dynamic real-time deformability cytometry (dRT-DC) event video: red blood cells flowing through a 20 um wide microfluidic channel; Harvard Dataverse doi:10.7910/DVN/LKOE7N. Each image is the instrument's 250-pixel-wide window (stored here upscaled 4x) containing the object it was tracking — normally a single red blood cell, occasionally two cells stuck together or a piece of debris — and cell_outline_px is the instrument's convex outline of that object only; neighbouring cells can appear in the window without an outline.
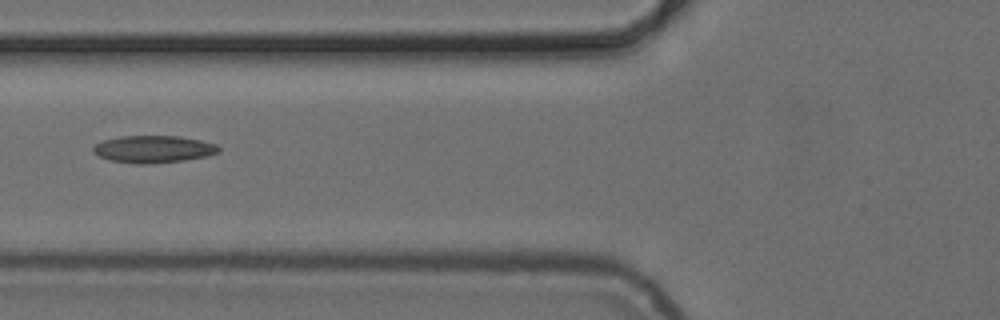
{"species": "common noctule bat (a hibernating species)", "species_latin": "Nyctalus noctula", "temperature_condition": "cold", "stored_images_in_passage": 6, "camera_frame_rate_fps": 3000, "um_per_image_px": 0.085, "animal": {"sex": "female", "body_mass_g": 24.6, "forearm_length_mm": 56.2}, "frame": {"image": 1, "passage_image": 5, "time_ms": 5.667, "image_size_px": [1000, 320], "cell_outline_px": [[220, 152], [208, 156], [184, 160], [148, 164], [136, 164], [108, 160], [92, 152], [92, 148], [96, 144], [104, 140], [120, 136], [180, 136], [200, 140], [216, 144], [220, 148]], "centroid_in_image_um": [13.05, 12.68], "position_along_channel_um": 112.8, "area_um2": 20.0}}
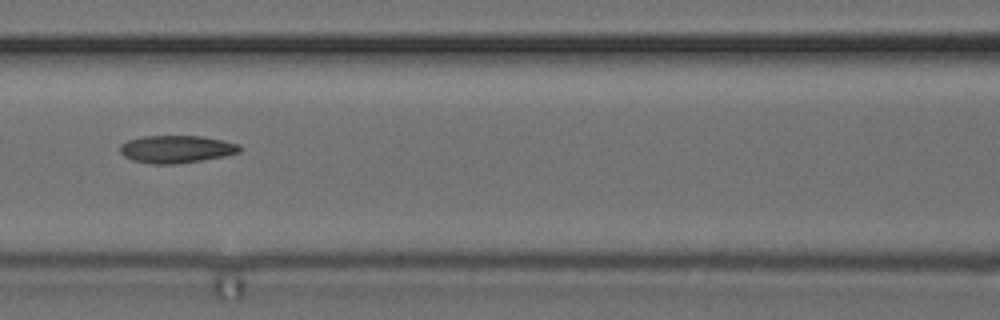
{"frame": {"image": 2, "passage_image": 6, "time_ms": 6.667, "image_size_px": [1000, 320], "cell_outline_px": [[240, 152], [224, 156], [176, 164], [152, 164], [132, 160], [124, 156], [120, 152], [120, 144], [128, 140], [144, 136], [200, 136], [224, 140], [240, 144]], "centroid_in_image_um": [14.98, 12.67], "position_along_channel_um": 151.6, "area_um2": 19.19}}